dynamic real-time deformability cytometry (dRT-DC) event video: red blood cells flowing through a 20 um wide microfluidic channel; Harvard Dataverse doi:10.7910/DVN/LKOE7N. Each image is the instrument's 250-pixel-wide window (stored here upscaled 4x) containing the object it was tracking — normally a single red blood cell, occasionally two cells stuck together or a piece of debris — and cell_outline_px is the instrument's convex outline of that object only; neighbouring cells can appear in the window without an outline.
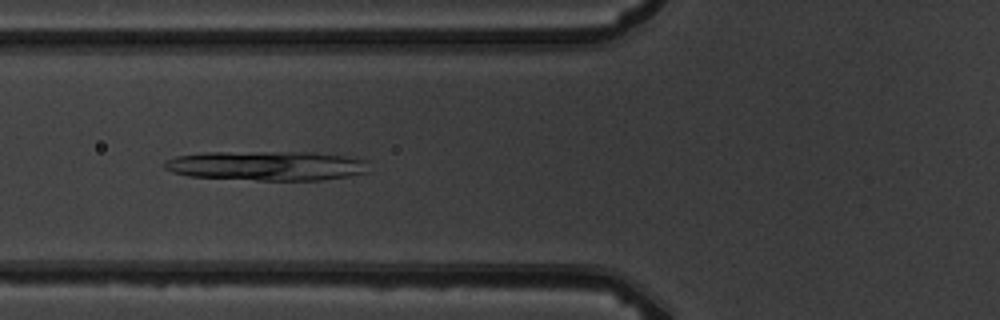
{"species": "common noctule bat (a hibernating species)", "species_latin": "Nyctalus noctula", "temperature_condition": "warm", "stored_images_in_passage": 8, "camera_frame_rate_fps": 3000, "um_per_image_px": 0.085, "animal": {"sex": "male", "body_mass_g": 19.5, "forearm_length_mm": 54.6}, "frame": {"image": 1, "passage_image": 6, "time_ms": 5.667, "image_size_px": [1000, 320], "cell_outline_px": [[368, 160], [364, 172], [348, 176], [320, 180], [256, 180], [188, 176], [172, 172], [164, 168], [164, 160], [176, 156], [204, 152], [316, 152], [352, 156]], "centroid_in_image_um": [22.65, 14.07], "position_along_channel_um": 103.1, "area_um2": 35.37}}
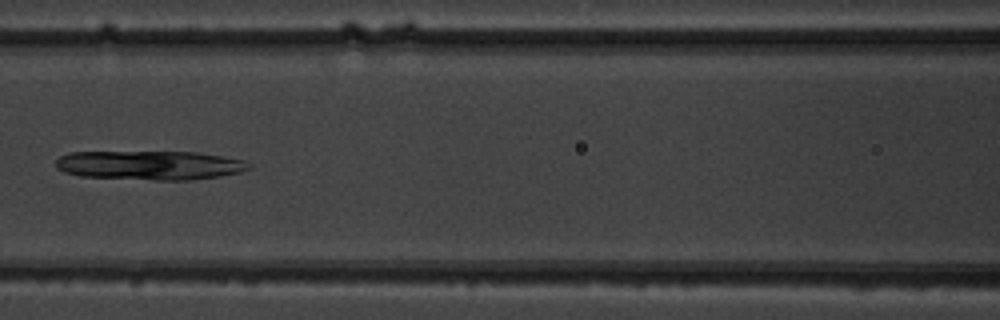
{"frame": {"image": 2, "passage_image": 7, "time_ms": 7.0, "image_size_px": [1000, 320], "cell_outline_px": [[252, 168], [240, 172], [220, 176], [192, 180], [156, 180], [80, 176], [64, 172], [56, 168], [56, 160], [60, 156], [68, 152], [196, 152], [244, 160]], "centroid_in_image_um": [12.71, 14.05], "position_along_channel_um": 153.9, "area_um2": 32.77}}
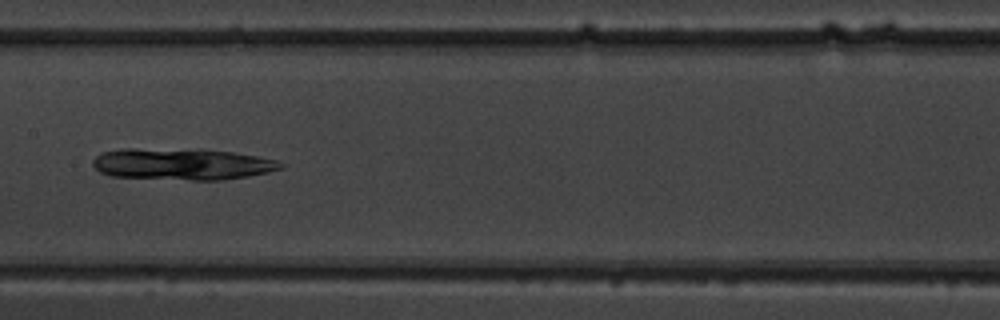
{"frame": {"image": 3, "passage_image": 8, "time_ms": 8.0, "image_size_px": [1000, 320], "cell_outline_px": [[284, 168], [268, 172], [248, 176], [224, 180], [192, 180], [112, 176], [100, 172], [92, 164], [92, 160], [100, 152], [120, 148], [200, 148], [232, 152], [256, 156], [276, 160], [284, 164]], "centroid_in_image_um": [15.46, 13.92], "position_along_channel_um": 191.9, "area_um2": 35.14}}